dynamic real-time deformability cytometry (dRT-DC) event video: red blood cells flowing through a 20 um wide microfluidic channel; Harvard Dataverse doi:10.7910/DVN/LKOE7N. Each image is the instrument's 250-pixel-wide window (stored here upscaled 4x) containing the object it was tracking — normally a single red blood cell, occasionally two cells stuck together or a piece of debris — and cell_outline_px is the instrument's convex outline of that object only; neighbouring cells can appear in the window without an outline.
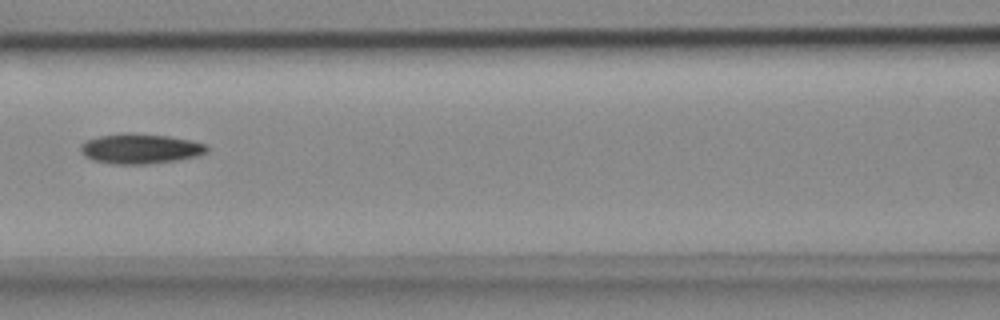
{"species": "common noctule bat (a hibernating species)", "species_latin": "Nyctalus noctula", "temperature_condition": "cold", "stored_images_in_passage": 7, "camera_frame_rate_fps": 3000, "um_per_image_px": 0.085, "animal": {"sex": "female", "body_mass_g": 18.4}, "frame": {"image": 1, "passage_image": 7, "time_ms": 2.0, "image_size_px": [1000, 320], "cell_outline_px": [[208, 152], [196, 156], [176, 160], [148, 164], [112, 164], [92, 160], [84, 156], [80, 152], [80, 144], [84, 140], [100, 136], [124, 132], [128, 132], [168, 136], [192, 140], [208, 144]], "centroid_in_image_um": [11.9, 12.63], "position_along_channel_um": 154.7, "area_um2": 22.43}}